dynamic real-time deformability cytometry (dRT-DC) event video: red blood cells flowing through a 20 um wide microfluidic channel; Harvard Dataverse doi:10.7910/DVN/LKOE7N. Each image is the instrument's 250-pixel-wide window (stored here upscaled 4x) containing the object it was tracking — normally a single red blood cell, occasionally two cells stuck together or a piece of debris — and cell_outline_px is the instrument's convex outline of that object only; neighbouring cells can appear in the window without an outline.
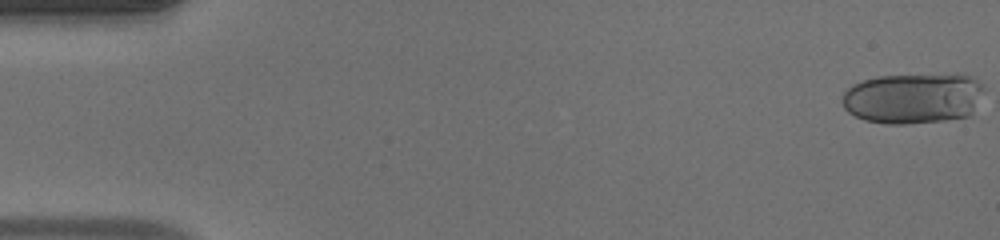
{"species": "human", "species_latin": "Homo sapiens", "temperature_condition": "warm", "stored_images_in_passage": 22, "camera_frame_rate_fps": 3000, "um_per_image_px": 0.085, "donor": {"sex": "male"}, "frame": {"image": 1, "passage_image": 1, "time_ms": 0.0, "image_size_px": [1000, 240], "cell_outline_px": [[984, 88], [972, 112], [968, 116], [944, 120], [904, 124], [888, 124], [864, 120], [848, 112], [844, 108], [840, 100], [844, 92], [852, 84], [864, 80], [880, 76], [956, 72], [972, 76]], "centroid_in_image_um": [77.6, 8.32], "position_along_channel_um": 7.4, "area_um2": 42.48}}
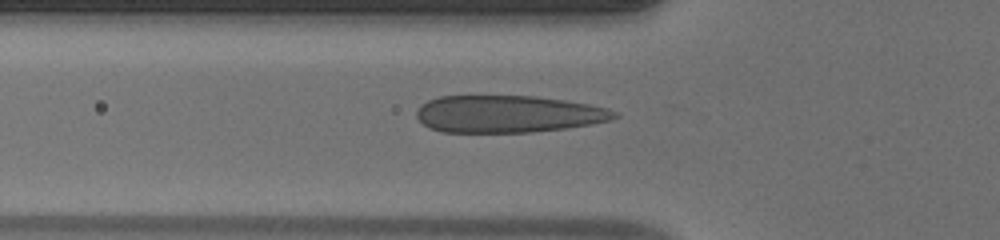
{"frame": {"image": 2, "passage_image": 18, "time_ms": 5.667, "image_size_px": [1000, 240], "cell_outline_px": [[620, 116], [612, 120], [564, 128], [528, 132], [440, 132], [428, 128], [416, 116], [416, 112], [420, 104], [428, 100], [440, 96], [536, 96], [568, 100], [608, 108], [616, 112]], "centroid_in_image_um": [43.17, 9.68], "position_along_channel_um": 82.6, "area_um2": 42.95}}
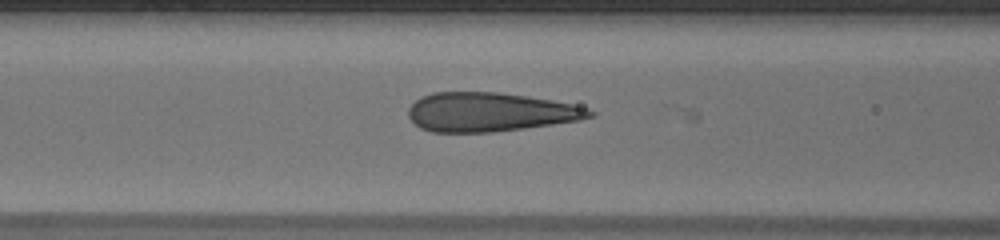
{"frame": {"image": 3, "passage_image": 21, "time_ms": 6.667, "image_size_px": [1000, 240], "cell_outline_px": [[596, 116], [580, 120], [524, 128], [492, 132], [432, 132], [420, 128], [408, 116], [408, 108], [420, 96], [432, 92], [496, 92], [528, 96], [552, 100], [572, 104], [588, 108], [596, 112]], "centroid_in_image_um": [41.65, 9.52], "position_along_channel_um": 125.0, "area_um2": 41.33}}